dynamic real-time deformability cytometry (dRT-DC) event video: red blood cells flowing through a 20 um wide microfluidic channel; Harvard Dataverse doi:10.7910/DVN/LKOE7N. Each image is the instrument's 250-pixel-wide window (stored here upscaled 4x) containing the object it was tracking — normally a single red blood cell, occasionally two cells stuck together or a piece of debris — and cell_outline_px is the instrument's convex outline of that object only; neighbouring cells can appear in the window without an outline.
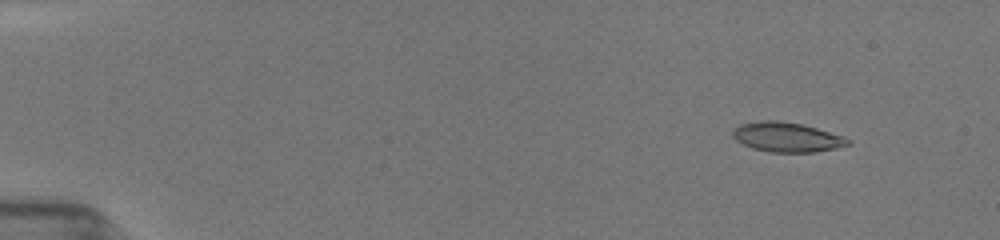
{"species": "common noctule bat (a hibernating species)", "species_latin": "Nyctalus noctula", "temperature_condition": "room temperature", "stored_images_in_passage": 52, "camera_frame_rate_fps": 3000, "um_per_image_px": 0.085, "animal": {"sex": "female", "body_mass_g": 19.5, "forearm_length_mm": 54.1}, "frame": {"image": 1, "passage_image": 5, "time_ms": 1.333, "image_size_px": [1000, 240], "cell_outline_px": [[852, 144], [836, 148], [816, 152], [768, 152], [752, 148], [736, 140], [732, 136], [732, 132], [740, 124], [760, 120], [776, 120], [800, 124], [816, 128], [844, 136], [852, 140]], "centroid_in_image_um": [66.91, 11.66], "position_along_channel_um": 18.1, "area_um2": 19.94}}
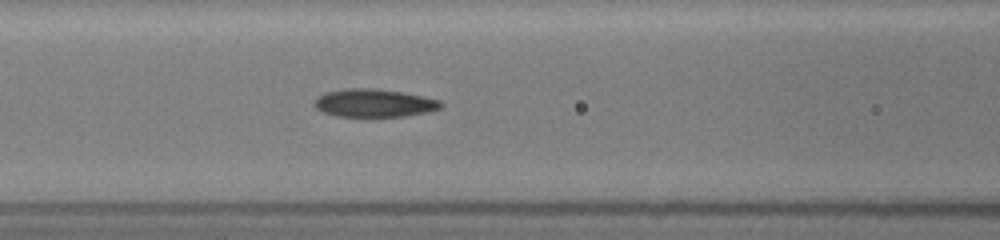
{"frame": {"image": 2, "passage_image": 23, "time_ms": 7.333, "image_size_px": [1000, 240], "cell_outline_px": [[444, 104], [440, 108], [428, 112], [404, 116], [336, 116], [320, 112], [312, 104], [324, 92], [344, 88], [372, 88], [404, 92], [440, 100]], "centroid_in_image_um": [31.78, 8.75], "position_along_channel_um": 134.8, "area_um2": 20.75}}
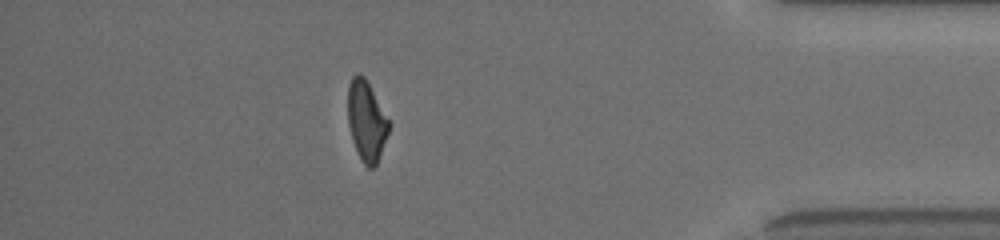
{"frame": {"image": 3, "passage_image": 46, "time_ms": 15.0, "image_size_px": [1000, 240], "cell_outline_px": [[392, 124], [380, 156], [376, 164], [372, 168], [368, 168], [360, 160], [352, 140], [348, 124], [348, 84], [352, 76], [356, 72], [364, 76]], "centroid_in_image_um": [31.16, 10.28], "position_along_channel_um": 404.0, "area_um2": 19.42}, "authors_computed_cell_mechanics": {"area_um2": 20.3167, "velocity_mm_per_s": 3.9732, "shape_relaxation_time_tau1_ms": 9.0188, "shape_relaxation_time_tau2_ms": 2.7012, "deformation_change_tau1": 0.2214, "deformation_change_tau2": 0.0911}}